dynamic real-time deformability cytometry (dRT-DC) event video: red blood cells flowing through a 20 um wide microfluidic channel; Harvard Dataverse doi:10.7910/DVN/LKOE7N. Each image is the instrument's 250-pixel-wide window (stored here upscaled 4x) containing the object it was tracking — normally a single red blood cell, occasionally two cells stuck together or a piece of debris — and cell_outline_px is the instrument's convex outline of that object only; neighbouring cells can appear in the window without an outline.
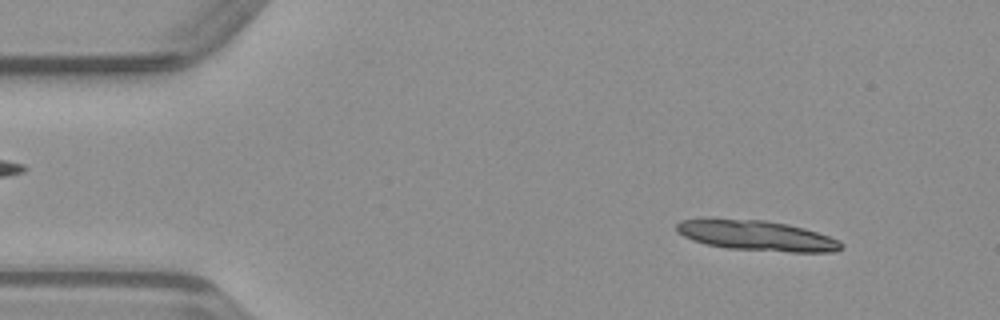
{"species": "common noctule bat (a hibernating species)", "species_latin": "Nyctalus noctula", "temperature_condition": "warm", "stored_images_in_passage": 42, "segment_of_instrument_passage": [1, 2], "camera_frame_rate_fps": 3000, "um_per_image_px": 0.085, "animal": {"sex": "male", "body_mass_g": 23.1, "forearm_length_mm": 52.7}, "frame": {"image": 1, "passage_image": 6, "time_ms": 1.667, "image_size_px": [1000, 320], "cell_outline_px": [[844, 248], [836, 252], [792, 252], [728, 248], [708, 244], [692, 240], [676, 232], [676, 224], [680, 220], [708, 216], [764, 220], [788, 224], [804, 228], [840, 240], [844, 244]], "centroid_in_image_um": [64.27, 19.99], "position_along_channel_um": 20.7, "area_um2": 29.77}}